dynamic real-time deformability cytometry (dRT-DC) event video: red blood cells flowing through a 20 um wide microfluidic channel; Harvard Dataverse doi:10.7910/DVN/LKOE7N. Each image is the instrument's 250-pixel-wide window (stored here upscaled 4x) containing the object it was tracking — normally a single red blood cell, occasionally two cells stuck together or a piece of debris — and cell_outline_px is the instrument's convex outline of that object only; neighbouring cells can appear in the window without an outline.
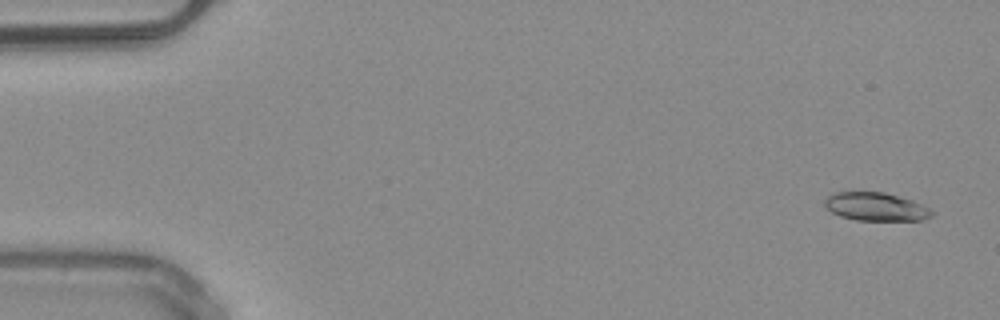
{"species": "common noctule bat (a hibernating species)", "species_latin": "Nyctalus noctula", "temperature_condition": "warm", "stored_images_in_passage": 51, "camera_frame_rate_fps": 3000, "um_per_image_px": 0.085, "animal": {"sex": "male", "body_mass_g": 20.4}, "frame": {"image": 1, "passage_image": 3, "time_ms": 0.667, "image_size_px": [1000, 320], "cell_outline_px": [[936, 212], [932, 216], [924, 220], [856, 220], [840, 216], [832, 212], [824, 204], [824, 200], [828, 196], [836, 192], [884, 192], [912, 200]], "centroid_in_image_um": [74.46, 17.57], "position_along_channel_um": 10.5, "area_um2": 17.57}}
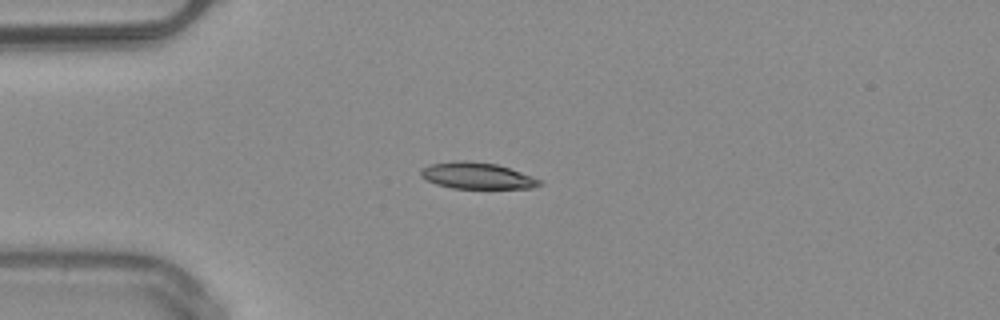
{"frame": {"image": 2, "passage_image": 14, "time_ms": 4.333, "image_size_px": [1000, 320], "cell_outline_px": [[544, 184], [532, 188], [452, 188], [436, 184], [420, 176], [420, 168], [428, 164], [452, 160], [468, 160], [496, 164], [532, 176], [540, 180]], "centroid_in_image_um": [40.5, 14.92], "position_along_channel_um": 44.5, "area_um2": 18.38}}
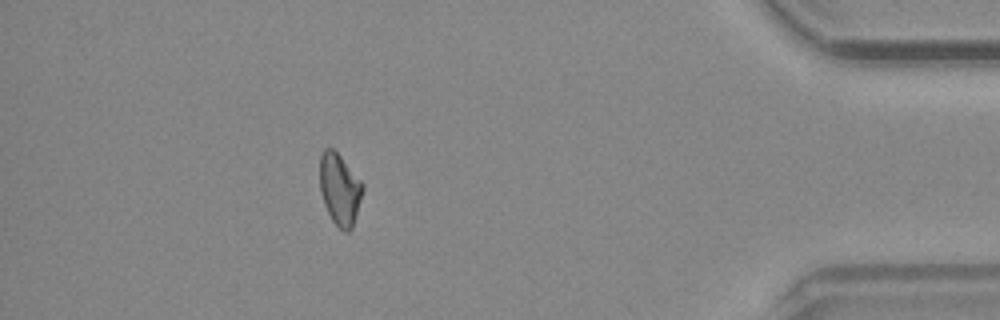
{"frame": {"image": 3, "passage_image": 46, "time_ms": 15.0, "image_size_px": [1000, 320], "cell_outline_px": [[364, 188], [352, 228], [348, 232], [344, 232], [332, 220], [324, 204], [320, 192], [320, 156], [324, 148], [332, 148], [340, 156], [364, 184]], "centroid_in_image_um": [28.87, 16.09], "position_along_channel_um": 406.3, "area_um2": 17.74}}